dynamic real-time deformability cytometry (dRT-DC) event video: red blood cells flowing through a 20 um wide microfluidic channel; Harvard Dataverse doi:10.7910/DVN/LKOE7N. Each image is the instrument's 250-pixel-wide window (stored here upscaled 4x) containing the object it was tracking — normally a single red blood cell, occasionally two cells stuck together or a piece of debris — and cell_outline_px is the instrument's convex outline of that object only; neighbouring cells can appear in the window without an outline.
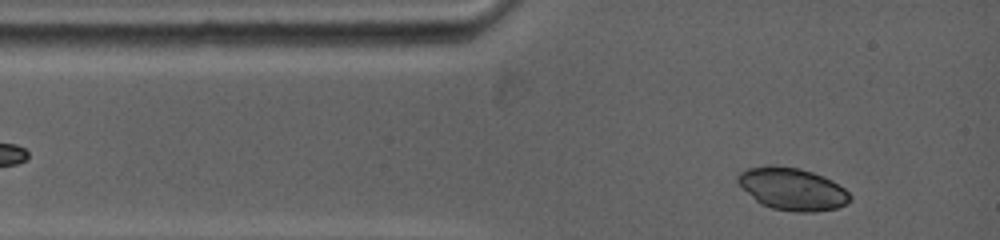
{"species": "common noctule bat (a hibernating species)", "species_latin": "Nyctalus noctula", "temperature_condition": "warm", "stored_images_in_passage": 26, "camera_frame_rate_fps": 5000, "um_per_image_px": 0.085, "animal": {"sex": "female", "body_mass_g": 19.0, "forearm_length_mm": 53.3}, "frame": {"image": 1, "passage_image": 2, "time_ms": 0.4, "image_size_px": [1000, 240], "cell_outline_px": [[852, 200], [836, 208], [816, 212], [796, 212], [772, 208], [760, 204], [736, 180], [736, 176], [740, 172], [748, 168], [768, 164], [776, 164], [800, 168], [824, 176], [832, 180], [844, 188], [852, 196]], "centroid_in_image_um": [67.35, 16.04], "position_along_channel_um": 17.6, "area_um2": 27.86}}
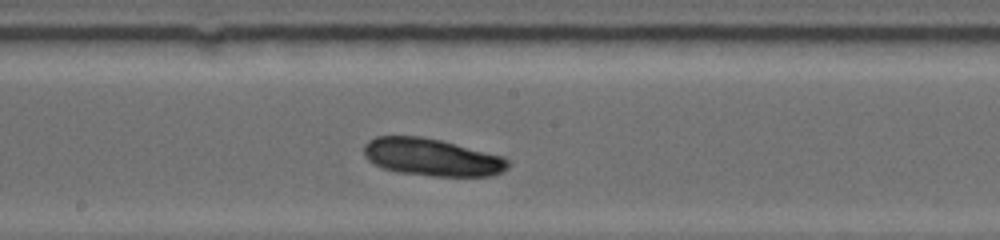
{"frame": {"image": 2, "passage_image": 15, "time_ms": 6.0, "image_size_px": [1000, 240], "cell_outline_px": [[512, 164], [508, 168], [492, 176], [432, 176], [400, 172], [384, 168], [368, 160], [364, 156], [364, 144], [368, 140], [376, 136], [420, 136], [440, 140], [504, 156]], "centroid_in_image_um": [36.73, 13.36], "position_along_channel_um": 211.5, "area_um2": 31.44}}
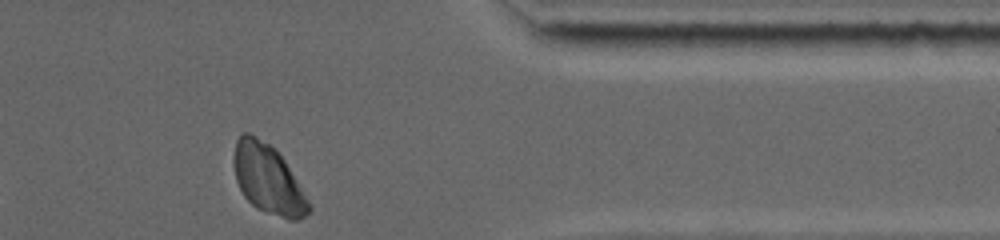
{"frame": {"image": 3, "passage_image": 26, "time_ms": 11.0, "image_size_px": [1000, 240], "cell_outline_px": [[312, 212], [300, 220], [288, 220], [256, 208], [244, 196], [236, 180], [232, 160], [232, 156], [236, 140], [244, 132], [248, 132], [256, 136], [276, 148], [284, 160], [308, 200], [312, 208]], "centroid_in_image_um": [22.77, 15.23], "position_along_channel_um": 388.6, "area_um2": 30.35}}